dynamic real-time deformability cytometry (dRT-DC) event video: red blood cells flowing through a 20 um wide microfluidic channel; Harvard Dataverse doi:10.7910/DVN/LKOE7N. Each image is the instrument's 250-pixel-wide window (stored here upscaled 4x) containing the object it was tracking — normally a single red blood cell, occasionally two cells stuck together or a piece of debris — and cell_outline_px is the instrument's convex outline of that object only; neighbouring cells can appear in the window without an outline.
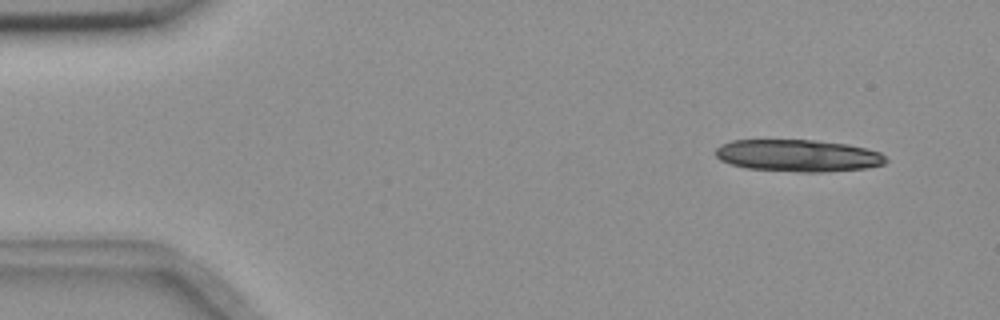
{"species": "common noctule bat (a hibernating species)", "species_latin": "Nyctalus noctula", "temperature_condition": "room temperature", "stored_images_in_passage": 6, "camera_frame_rate_fps": 3000, "um_per_image_px": 0.085, "animal": {"sex": "female", "body_mass_g": 18.4}, "frame": {"image": 1, "passage_image": 1, "time_ms": 0.0, "image_size_px": [1000, 320], "cell_outline_px": [[888, 160], [884, 164], [864, 168], [824, 172], [800, 172], [748, 168], [732, 164], [720, 160], [716, 156], [716, 148], [720, 144], [732, 140], [816, 140], [848, 144], [880, 152]], "centroid_in_image_um": [67.83, 13.22], "position_along_channel_um": 17.2, "area_um2": 31.73}}